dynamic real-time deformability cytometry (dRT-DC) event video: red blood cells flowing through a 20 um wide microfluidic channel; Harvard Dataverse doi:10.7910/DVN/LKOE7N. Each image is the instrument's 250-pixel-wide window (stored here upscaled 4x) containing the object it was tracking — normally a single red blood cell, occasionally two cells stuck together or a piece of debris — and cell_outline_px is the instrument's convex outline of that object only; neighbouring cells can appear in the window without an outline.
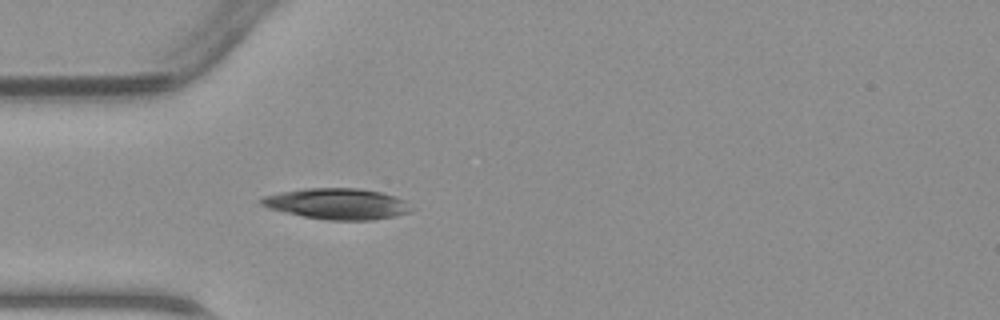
{"species": "common noctule bat (a hibernating species)", "species_latin": "Nyctalus noctula", "temperature_condition": "warm", "stored_images_in_passage": 16, "camera_frame_rate_fps": 3000, "um_per_image_px": 0.085, "animal": {"sex": "male", "body_mass_g": 23.1, "forearm_length_mm": 52.7}, "frame": {"image": 1, "passage_image": 5, "time_ms": 1.333, "image_size_px": [1000, 320], "cell_outline_px": [[412, 208], [408, 212], [392, 216], [372, 220], [328, 220], [304, 216], [284, 212], [268, 208], [260, 204], [256, 200], [264, 196], [280, 192], [304, 188], [360, 188], [380, 192], [396, 196], [404, 200]], "centroid_in_image_um": [28.61, 17.31], "position_along_channel_um": 56.4, "area_um2": 26.99}}
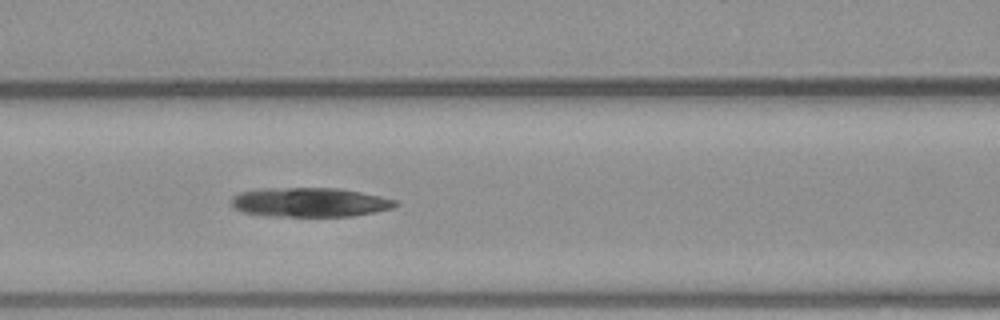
{"frame": {"image": 2, "passage_image": 11, "time_ms": 3.333, "image_size_px": [1000, 320], "cell_outline_px": [[400, 204], [392, 208], [352, 216], [264, 216], [244, 212], [236, 208], [232, 204], [232, 196], [240, 192], [260, 188], [340, 188], [400, 200]], "centroid_in_image_um": [26.35, 17.19], "position_along_channel_um": 140.2, "area_um2": 28.09}}
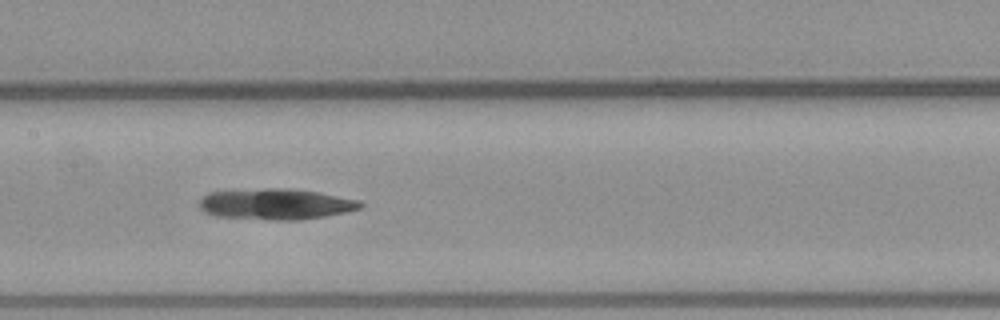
{"frame": {"image": 3, "passage_image": 14, "time_ms": 4.333, "image_size_px": [1000, 320], "cell_outline_px": [[364, 208], [324, 216], [300, 220], [268, 220], [216, 216], [204, 212], [200, 208], [200, 196], [208, 192], [264, 188], [288, 188], [320, 192], [360, 200], [364, 204]], "centroid_in_image_um": [23.45, 17.34], "position_along_channel_um": 184.0, "area_um2": 29.36}}